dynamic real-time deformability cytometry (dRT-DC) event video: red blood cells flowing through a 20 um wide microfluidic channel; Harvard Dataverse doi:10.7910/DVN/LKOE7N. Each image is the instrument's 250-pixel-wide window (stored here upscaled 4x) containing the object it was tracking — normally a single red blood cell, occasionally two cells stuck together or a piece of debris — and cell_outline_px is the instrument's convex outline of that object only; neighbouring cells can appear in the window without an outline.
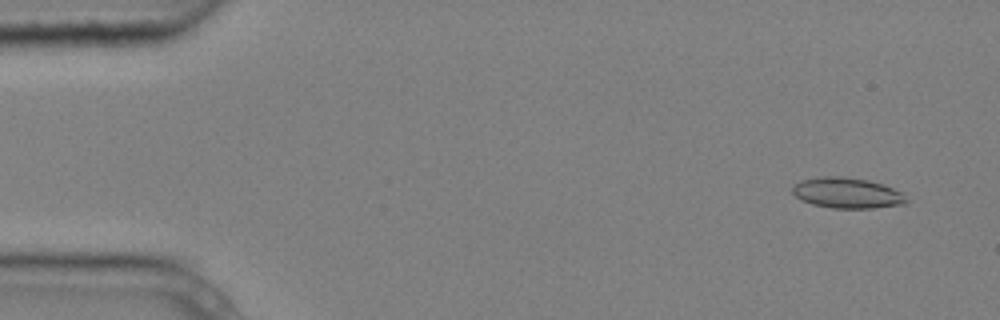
{"species": "common noctule bat (a hibernating species)", "species_latin": "Nyctalus noctula", "temperature_condition": "cold", "stored_images_in_passage": 5, "camera_frame_rate_fps": 3000, "um_per_image_px": 0.085, "animal": {"sex": "male", "body_mass_g": 20.4}, "frame": {"image": 1, "passage_image": 1, "time_ms": 0.0, "image_size_px": [1000, 320], "cell_outline_px": [[908, 204], [872, 208], [832, 208], [812, 204], [800, 200], [792, 192], [792, 188], [800, 180], [816, 176], [840, 176], [868, 180], [884, 184], [900, 192], [908, 200]], "centroid_in_image_um": [71.99, 16.4], "position_along_channel_um": 13.0, "area_um2": 20.46}}
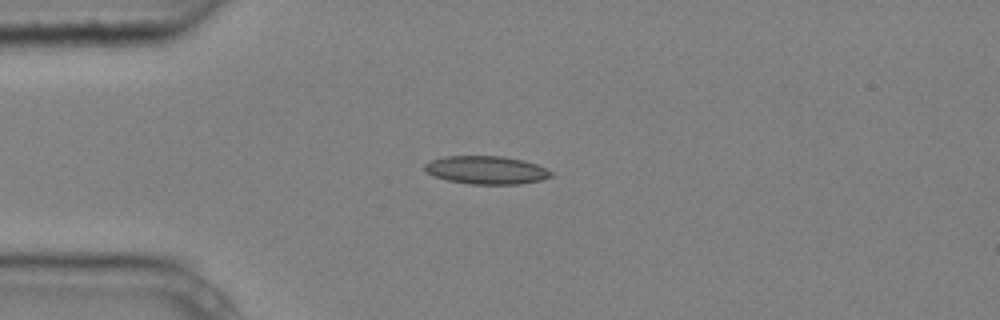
{"frame": {"image": 2, "passage_image": 4, "time_ms": 1.0, "image_size_px": [1000, 320], "cell_outline_px": [[556, 176], [540, 180], [520, 184], [468, 184], [448, 180], [436, 176], [428, 172], [424, 168], [424, 164], [432, 160], [444, 156], [500, 156], [524, 160], [536, 164], [552, 172]], "centroid_in_image_um": [41.37, 14.45], "position_along_channel_um": 43.6, "area_um2": 20.63}}
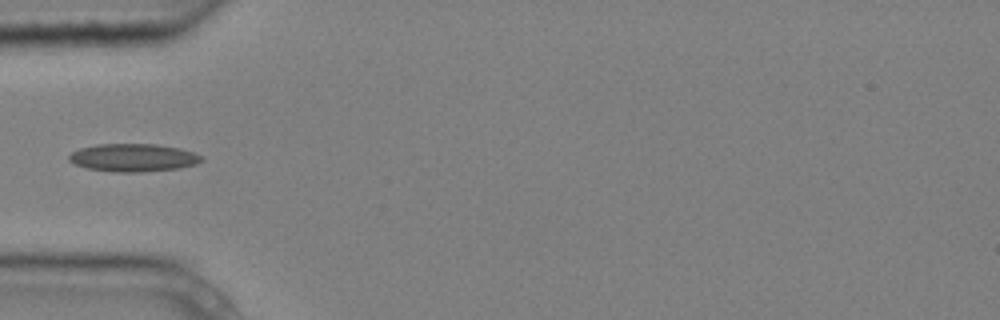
{"frame": {"image": 3, "passage_image": 5, "time_ms": 1.333, "image_size_px": [1000, 320], "cell_outline_px": [[204, 160], [196, 164], [180, 168], [140, 172], [116, 172], [88, 168], [76, 164], [68, 160], [68, 156], [72, 152], [80, 148], [100, 144], [156, 144], [180, 148], [204, 156]], "centroid_in_image_um": [11.37, 13.4], "position_along_channel_um": 73.6, "area_um2": 21.5}}